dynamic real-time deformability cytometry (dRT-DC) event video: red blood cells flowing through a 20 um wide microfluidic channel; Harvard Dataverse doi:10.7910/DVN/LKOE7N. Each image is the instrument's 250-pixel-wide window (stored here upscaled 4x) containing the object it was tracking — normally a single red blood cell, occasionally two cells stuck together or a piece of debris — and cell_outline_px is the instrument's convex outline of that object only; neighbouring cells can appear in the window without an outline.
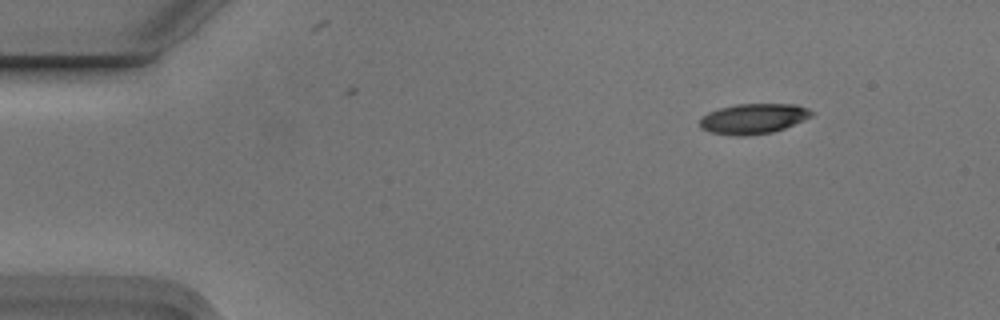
{"species": "Egyptian fruit bat (a non-hibernating species)", "species_latin": "Rousettus aegyptiacus", "temperature_condition": "cold", "stored_images_in_passage": 2, "camera_frame_rate_fps": 3000, "um_per_image_px": 0.085, "animal": {"sex": "male"}, "frame": {"image": 1, "passage_image": 2, "time_ms": 0.333, "image_size_px": [1000, 320], "cell_outline_px": [[812, 116], [804, 120], [784, 128], [772, 132], [744, 136], [736, 136], [712, 132], [700, 128], [700, 116], [708, 112], [720, 108], [736, 104], [796, 104], [808, 108], [812, 112]], "centroid_in_image_um": [64.02, 10.08], "position_along_channel_um": 21.0, "area_um2": 19.65}}